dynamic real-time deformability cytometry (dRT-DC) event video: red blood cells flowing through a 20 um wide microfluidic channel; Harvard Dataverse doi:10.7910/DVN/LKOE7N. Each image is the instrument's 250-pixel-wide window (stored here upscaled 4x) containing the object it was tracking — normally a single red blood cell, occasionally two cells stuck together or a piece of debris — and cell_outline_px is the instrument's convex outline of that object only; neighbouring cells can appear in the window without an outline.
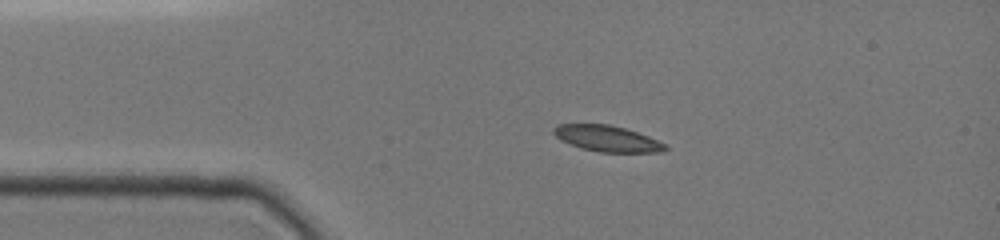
{"species": "common noctule bat (a hibernating species)", "species_latin": "Nyctalus noctula", "temperature_condition": "cold", "stored_images_in_passage": 39, "camera_frame_rate_fps": 3000, "um_per_image_px": 0.085, "animal": {"sex": "female", "body_mass_g": 19.0, "forearm_length_mm": 51.5}, "frame": {"image": 1, "passage_image": 1, "time_ms": 0.0, "image_size_px": [1000, 240], "cell_outline_px": [[668, 148], [664, 152], [600, 152], [580, 148], [560, 140], [552, 132], [552, 128], [556, 124], [608, 124], [624, 128], [648, 136], [668, 144]], "centroid_in_image_um": [51.61, 11.78], "position_along_channel_um": 33.4, "area_um2": 17.05}}
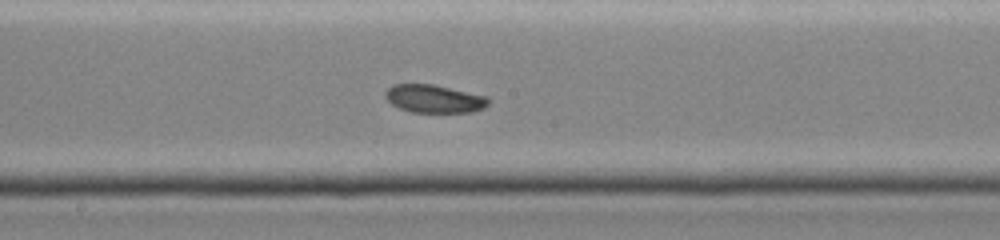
{"frame": {"image": 2, "passage_image": 17, "time_ms": 5.333, "image_size_px": [1000, 240], "cell_outline_px": [[488, 104], [484, 108], [472, 112], [412, 112], [400, 108], [392, 104], [384, 96], [384, 92], [388, 88], [396, 84], [432, 84], [488, 96]], "centroid_in_image_um": [36.91, 8.39], "position_along_channel_um": 211.3, "area_um2": 16.76}}
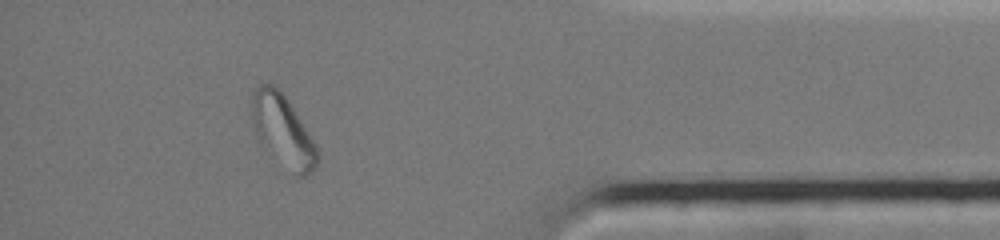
{"frame": {"image": 3, "passage_image": 34, "time_ms": 11.0, "image_size_px": [1000, 240], "cell_outline_px": [[320, 160], [316, 168], [312, 172], [304, 176], [300, 176], [260, 144], [252, 124], [248, 112], [252, 96], [256, 88], [260, 84], [268, 80], [284, 96], [316, 144], [320, 152]], "centroid_in_image_um": [24.0, 11.07], "position_along_channel_um": 411.2, "area_um2": 27.11}}